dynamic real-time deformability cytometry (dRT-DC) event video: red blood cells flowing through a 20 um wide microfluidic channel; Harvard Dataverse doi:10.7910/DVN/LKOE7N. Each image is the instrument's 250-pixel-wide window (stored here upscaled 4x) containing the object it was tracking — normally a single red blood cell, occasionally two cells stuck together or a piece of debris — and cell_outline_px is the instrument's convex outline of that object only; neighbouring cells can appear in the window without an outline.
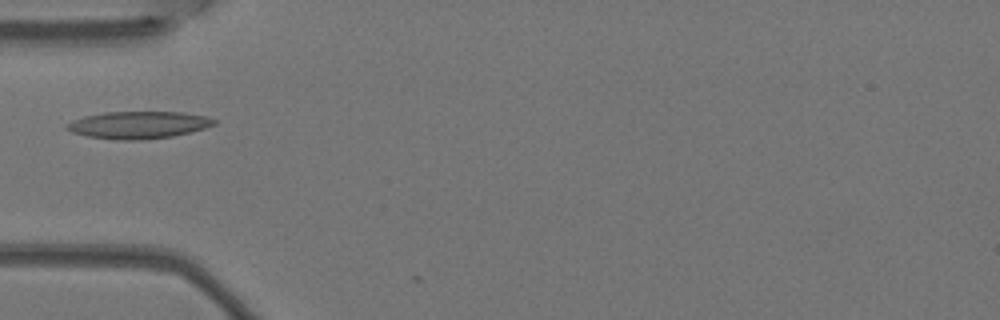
{"species": "Egyptian fruit bat (a non-hibernating species)", "species_latin": "Rousettus aegyptiacus", "temperature_condition": "warm", "stored_images_in_passage": 2, "camera_frame_rate_fps": 3000, "um_per_image_px": 0.085, "animal": {"sex": "female"}, "frame": {"image": 1, "passage_image": 1, "time_ms": 0.0, "image_size_px": [1000, 320], "cell_outline_px": [[216, 124], [204, 128], [172, 136], [140, 140], [116, 140], [88, 136], [72, 132], [64, 128], [64, 124], [72, 120], [84, 116], [104, 112], [184, 112], [204, 116], [216, 120]], "centroid_in_image_um": [11.71, 10.61], "position_along_channel_um": 73.3, "area_um2": 23.35}}